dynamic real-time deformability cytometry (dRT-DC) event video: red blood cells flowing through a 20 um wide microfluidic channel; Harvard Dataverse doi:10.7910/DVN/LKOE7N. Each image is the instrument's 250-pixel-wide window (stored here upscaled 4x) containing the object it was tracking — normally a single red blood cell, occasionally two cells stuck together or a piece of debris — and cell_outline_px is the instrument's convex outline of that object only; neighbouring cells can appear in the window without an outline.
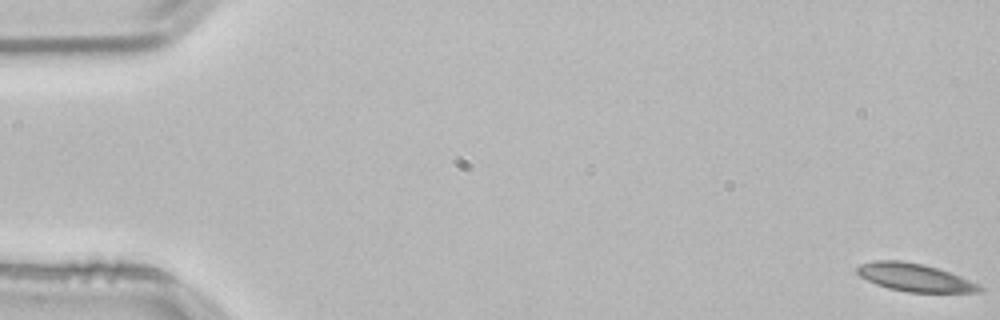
{"species": "common noctule bat (a hibernating species)", "species_latin": "Nyctalus noctula", "temperature_condition": "room temperature", "stored_images_in_passage": 54, "camera_frame_rate_fps": 3000, "um_per_image_px": 0.085, "animal": {"sex": "male", "body_mass_g": 21.5, "forearm_length_mm": 52.0}, "frame": {"image": 1, "passage_image": 1, "time_ms": 0.0, "image_size_px": [1000, 320], "cell_outline_px": [[984, 288], [980, 292], [908, 292], [888, 288], [876, 284], [860, 276], [856, 272], [856, 268], [860, 264], [872, 260], [900, 260], [924, 264], [960, 276]], "centroid_in_image_um": [77.69, 23.57], "position_along_channel_um": 7.3, "area_um2": 19.71}}
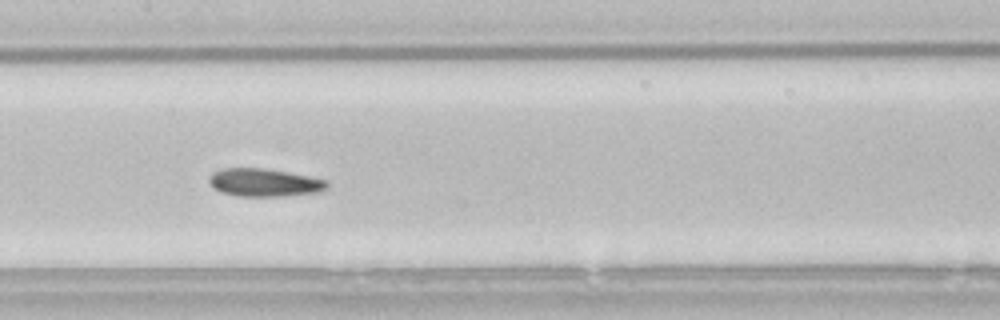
{"frame": {"image": 2, "passage_image": 27, "time_ms": 8.667, "image_size_px": [1000, 320], "cell_outline_px": [[328, 188], [320, 192], [284, 196], [236, 196], [220, 192], [212, 188], [208, 180], [208, 176], [212, 172], [220, 168], [268, 168], [328, 180]], "centroid_in_image_um": [22.43, 15.51], "position_along_channel_um": 185.0, "area_um2": 19.59}}
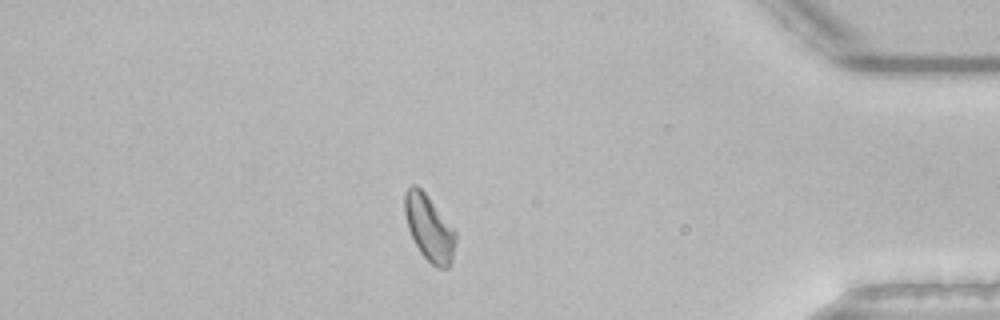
{"frame": {"image": 3, "passage_image": 47, "time_ms": 15.333, "image_size_px": [1000, 320], "cell_outline_px": [[456, 240], [452, 260], [448, 268], [436, 268], [420, 252], [408, 228], [404, 212], [404, 192], [412, 184], [416, 184], [428, 196], [456, 232]], "centroid_in_image_um": [36.47, 19.37], "position_along_channel_um": 398.7, "area_um2": 19.36}, "authors_computed_cell_mechanics": {"area_um2": 19.5075, "velocity_mm_per_s": 3.7839, "shape_relaxation_time_tau1_ms": null, "shape_relaxation_time_tau2_ms": 3.7899, "deformation_change_tau1": null, "deformation_change_tau2": 0.0803}}